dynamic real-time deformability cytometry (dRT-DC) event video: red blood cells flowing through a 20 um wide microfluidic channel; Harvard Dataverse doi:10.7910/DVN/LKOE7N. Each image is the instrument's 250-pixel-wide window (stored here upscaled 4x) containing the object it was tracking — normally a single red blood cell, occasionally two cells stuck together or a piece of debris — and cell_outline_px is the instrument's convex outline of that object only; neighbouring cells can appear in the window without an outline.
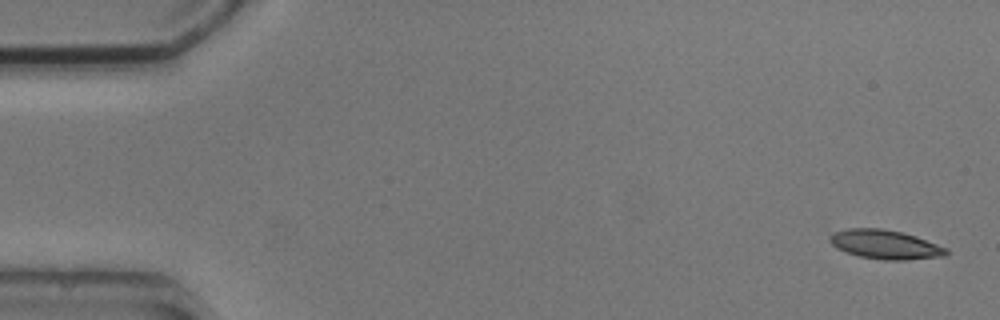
{"species": "common noctule bat (a hibernating species)", "species_latin": "Nyctalus noctula", "temperature_condition": "cold", "stored_images_in_passage": 4, "camera_frame_rate_fps": 3000, "um_per_image_px": 0.085, "animal": {"sex": "male", "body_mass_g": 20.5, "forearm_length_mm": 52.5}, "frame": {"image": 1, "passage_image": 1, "time_ms": 0.0, "image_size_px": [1000, 320], "cell_outline_px": [[948, 252], [944, 256], [904, 260], [884, 260], [860, 256], [836, 248], [828, 240], [828, 236], [836, 232], [848, 228], [880, 228], [904, 232], [916, 236], [948, 248]], "centroid_in_image_um": [75.25, 20.77], "position_along_channel_um": 9.8, "area_um2": 19.71}}
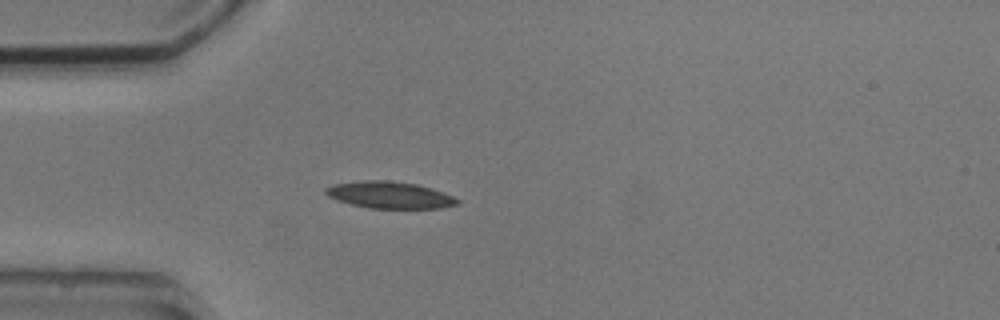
{"frame": {"image": 2, "passage_image": 4, "time_ms": 4.333, "image_size_px": [1000, 320], "cell_outline_px": [[460, 204], [440, 208], [368, 208], [352, 204], [328, 196], [324, 192], [324, 188], [332, 184], [364, 180], [388, 180], [416, 184], [432, 188], [444, 192], [460, 200]], "centroid_in_image_um": [33.14, 16.56], "position_along_channel_um": 51.9, "area_um2": 20.58}}